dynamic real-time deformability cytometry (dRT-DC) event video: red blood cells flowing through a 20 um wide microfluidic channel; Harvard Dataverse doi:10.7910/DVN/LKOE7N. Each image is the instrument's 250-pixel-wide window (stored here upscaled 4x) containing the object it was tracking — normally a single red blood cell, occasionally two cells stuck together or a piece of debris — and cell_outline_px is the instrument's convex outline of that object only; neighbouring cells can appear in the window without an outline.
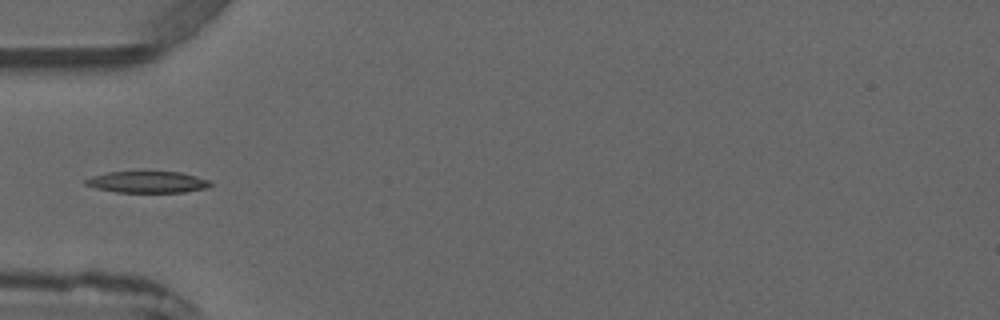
{"species": "common noctule bat (a hibernating species)", "species_latin": "Nyctalus noctula", "temperature_condition": "warm", "stored_images_in_passage": 5, "camera_frame_rate_fps": 3000, "um_per_image_px": 0.085, "animal": {"sex": "male", "forearm_length_mm": 52.5}, "frame": {"image": 1, "passage_image": 4, "time_ms": 3.667, "image_size_px": [1000, 320], "cell_outline_px": [[212, 184], [208, 188], [184, 192], [116, 192], [96, 188], [84, 184], [84, 180], [92, 176], [108, 172], [180, 172], [196, 176], [208, 180]], "centroid_in_image_um": [12.53, 15.48], "position_along_channel_um": 72.5, "area_um2": 15.55}}
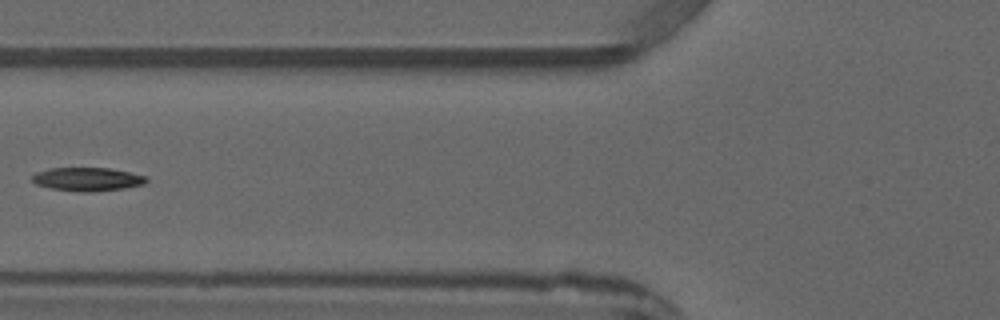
{"frame": {"image": 2, "passage_image": 5, "time_ms": 4.667, "image_size_px": [1000, 320], "cell_outline_px": [[148, 180], [144, 184], [124, 188], [92, 192], [76, 192], [52, 188], [36, 184], [32, 180], [32, 176], [36, 172], [52, 168], [108, 168], [148, 176]], "centroid_in_image_um": [7.45, 15.24], "position_along_channel_um": 118.4, "area_um2": 15.61}}